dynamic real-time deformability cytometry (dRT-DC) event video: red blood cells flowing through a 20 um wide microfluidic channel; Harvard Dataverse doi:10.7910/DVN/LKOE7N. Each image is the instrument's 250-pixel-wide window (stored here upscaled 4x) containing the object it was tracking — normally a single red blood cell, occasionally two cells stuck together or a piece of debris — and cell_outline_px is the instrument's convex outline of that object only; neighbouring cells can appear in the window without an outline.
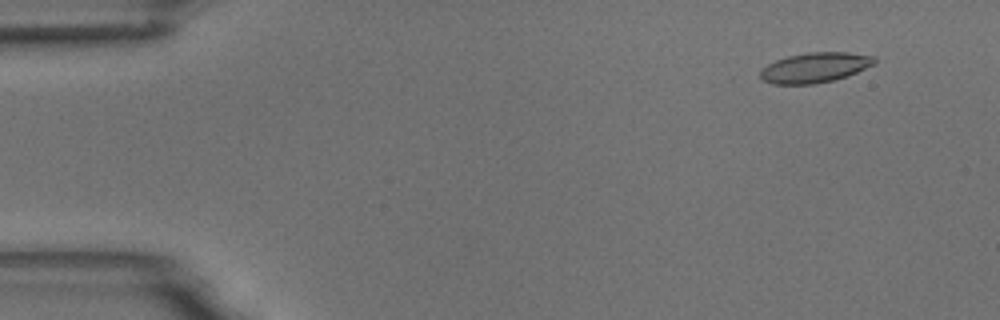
{"species": "common noctule bat (a hibernating species)", "species_latin": "Nyctalus noctula", "temperature_condition": "room temperature", "stored_images_in_passage": 5, "camera_frame_rate_fps": 3000, "um_per_image_px": 0.085, "animal": {"sex": "male", "body_mass_g": 18.8}, "frame": {"image": 1, "passage_image": 2, "time_ms": 1.333, "image_size_px": [1000, 320], "cell_outline_px": [[876, 64], [848, 76], [832, 80], [812, 84], [772, 84], [760, 80], [760, 72], [768, 64], [776, 60], [788, 56], [808, 52], [848, 52], [876, 56]], "centroid_in_image_um": [69.29, 5.74], "position_along_channel_um": 15.7, "area_um2": 20.11}}
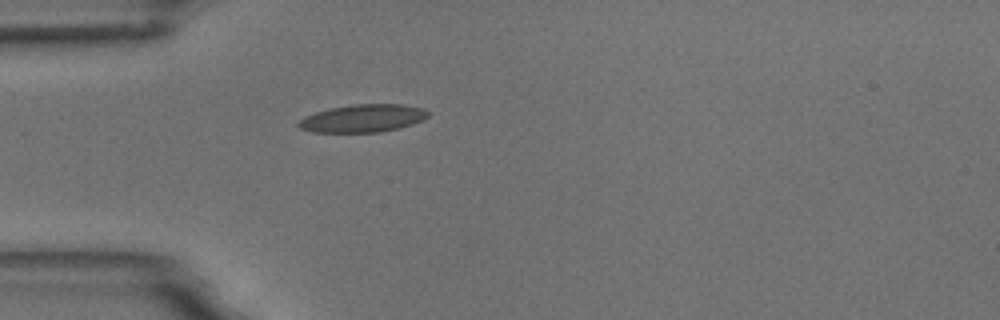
{"frame": {"image": 2, "passage_image": 5, "time_ms": 5.0, "image_size_px": [1000, 320], "cell_outline_px": [[428, 116], [412, 124], [380, 132], [312, 132], [300, 128], [296, 124], [304, 116], [328, 108], [352, 104], [400, 104], [424, 108], [428, 112]], "centroid_in_image_um": [30.8, 10.05], "position_along_channel_um": 54.2, "area_um2": 20.87}}